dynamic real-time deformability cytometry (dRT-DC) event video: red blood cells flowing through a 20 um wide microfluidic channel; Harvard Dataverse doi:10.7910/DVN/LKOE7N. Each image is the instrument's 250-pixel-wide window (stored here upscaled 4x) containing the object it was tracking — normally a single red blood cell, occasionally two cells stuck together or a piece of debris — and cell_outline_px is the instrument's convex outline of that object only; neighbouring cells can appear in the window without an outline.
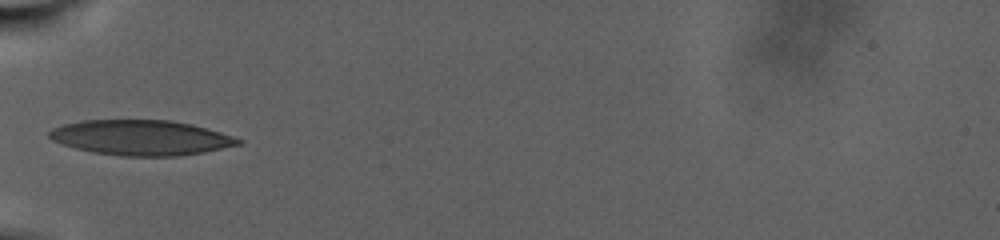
{"species": "human", "species_latin": "Homo sapiens", "temperature_condition": "warm", "stored_images_in_passage": 23, "camera_frame_rate_fps": 3000, "um_per_image_px": 0.085, "donor": {"sex": "male"}, "frame": {"image": 1, "passage_image": 1, "time_ms": 0.0, "image_size_px": [1000, 240], "cell_outline_px": [[244, 144], [204, 152], [180, 156], [120, 156], [92, 152], [60, 144], [52, 140], [48, 136], [48, 132], [52, 128], [64, 124], [80, 120], [172, 120], [192, 124], [220, 132], [244, 140]], "centroid_in_image_um": [11.99, 11.7], "position_along_channel_um": 73.0, "area_um2": 39.02}}
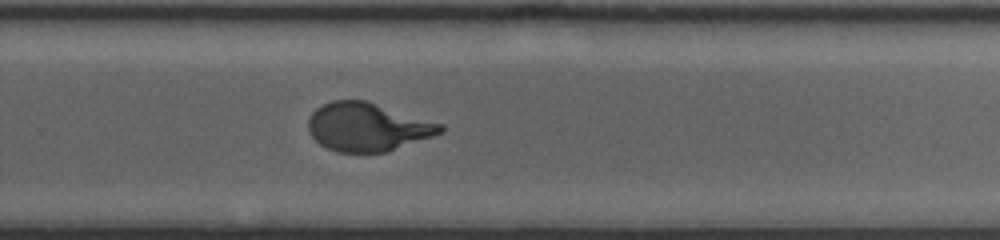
{"frame": {"image": 2, "passage_image": 13, "time_ms": 10.333, "image_size_px": [1000, 240], "cell_outline_px": [[444, 132], [388, 152], [336, 152], [320, 144], [308, 132], [308, 120], [312, 112], [316, 108], [332, 100], [364, 100], [444, 124]], "centroid_in_image_um": [31.25, 10.8], "position_along_channel_um": 298.6, "area_um2": 37.22}}
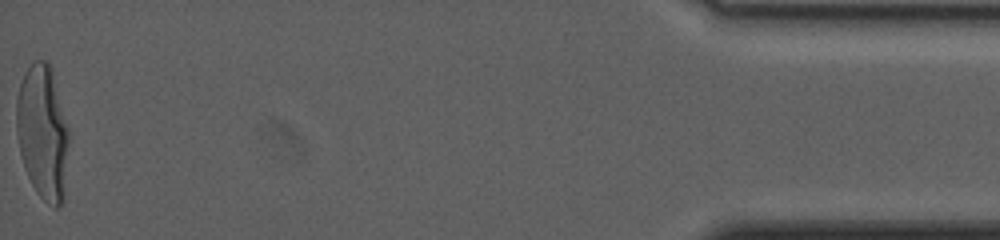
{"frame": {"image": 3, "passage_image": 23, "time_ms": 20.0, "image_size_px": [1000, 240], "cell_outline_px": [[68, 144], [64, 200], [56, 208], [48, 204], [36, 192], [24, 168], [20, 152], [16, 128], [16, 100], [20, 84], [28, 68], [36, 60], [44, 60], [52, 68], [68, 128]], "centroid_in_image_um": [3.63, 11.27], "position_along_channel_um": 431.6, "area_um2": 40.86}}